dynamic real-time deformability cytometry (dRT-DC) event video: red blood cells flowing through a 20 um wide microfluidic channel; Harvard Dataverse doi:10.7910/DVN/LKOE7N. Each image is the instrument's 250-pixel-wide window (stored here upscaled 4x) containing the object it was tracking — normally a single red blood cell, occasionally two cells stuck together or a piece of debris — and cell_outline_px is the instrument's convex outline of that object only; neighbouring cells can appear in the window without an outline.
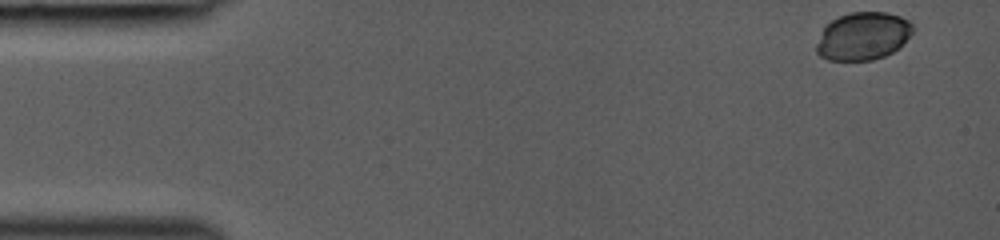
{"species": "common noctule bat (a hibernating species)", "species_latin": "Nyctalus noctula", "temperature_condition": "room temperature", "stored_images_in_passage": 40, "camera_frame_rate_fps": 3000, "um_per_image_px": 0.085, "animal": {"sex": "female", "body_mass_g": 19.0, "forearm_length_mm": 53.3}, "frame": {"image": 1, "passage_image": 1, "time_ms": 0.0, "image_size_px": [1000, 240], "cell_outline_px": [[912, 32], [904, 44], [900, 48], [884, 56], [872, 60], [828, 60], [820, 56], [816, 52], [816, 44], [824, 28], [832, 20], [848, 12], [888, 12], [900, 16], [908, 20], [912, 24]], "centroid_in_image_um": [73.37, 3.07], "position_along_channel_um": 11.6, "area_um2": 26.88}}
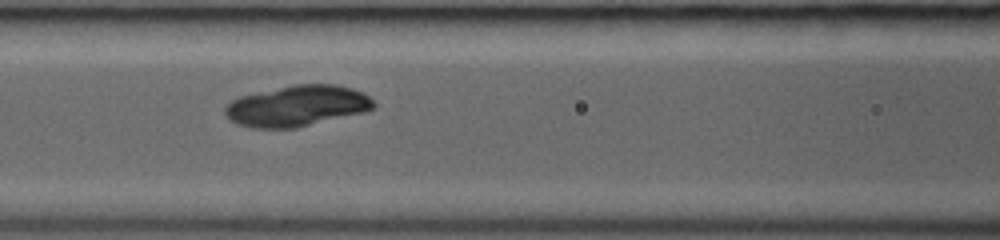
{"frame": {"image": 2, "passage_image": 18, "time_ms": 5.667, "image_size_px": [1000, 240], "cell_outline_px": [[376, 108], [364, 112], [296, 128], [252, 128], [236, 124], [228, 120], [224, 112], [224, 108], [232, 100], [240, 96], [292, 84], [336, 84], [352, 88], [368, 96], [376, 104]], "centroid_in_image_um": [25.23, 9.0], "position_along_channel_um": 141.4, "area_um2": 35.6}}
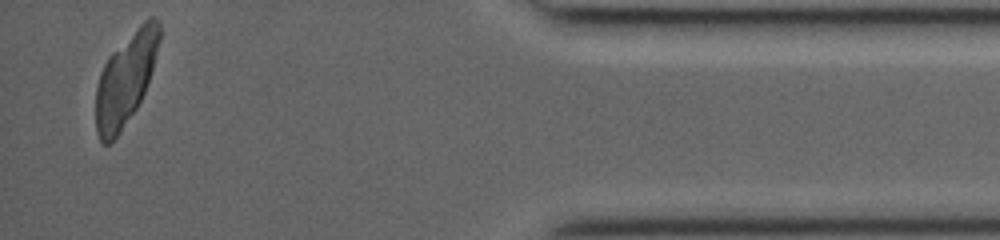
{"frame": {"image": 3, "passage_image": 40, "time_ms": 13.0, "image_size_px": [1000, 240], "cell_outline_px": [[160, 40], [152, 68], [144, 92], [136, 108], [120, 132], [108, 144], [104, 144], [100, 140], [96, 132], [96, 84], [100, 72], [108, 56], [148, 16], [156, 16], [160, 20]], "centroid_in_image_um": [10.67, 6.69], "position_along_channel_um": 424.5, "area_um2": 33.76}}